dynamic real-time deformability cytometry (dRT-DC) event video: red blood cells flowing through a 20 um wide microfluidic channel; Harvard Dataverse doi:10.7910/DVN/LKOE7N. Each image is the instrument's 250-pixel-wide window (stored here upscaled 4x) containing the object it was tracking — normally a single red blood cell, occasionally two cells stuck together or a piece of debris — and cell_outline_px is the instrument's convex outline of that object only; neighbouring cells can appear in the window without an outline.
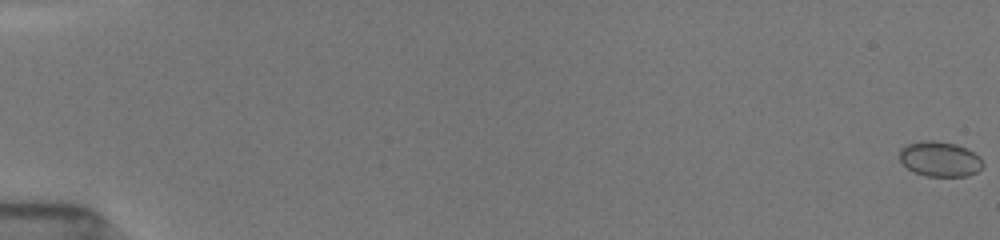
{"species": "common noctule bat (a hibernating species)", "species_latin": "Nyctalus noctula", "temperature_condition": "room temperature", "stored_images_in_passage": 58, "camera_frame_rate_fps": 3000, "um_per_image_px": 0.085, "animal": {"sex": "female", "body_mass_g": 19.5, "forearm_length_mm": 54.1}, "frame": {"image": 1, "passage_image": 1, "time_ms": 0.0, "image_size_px": [1000, 240], "cell_outline_px": [[984, 164], [976, 172], [968, 176], [928, 176], [916, 172], [908, 168], [900, 160], [900, 148], [908, 144], [924, 140], [932, 140], [956, 144], [972, 152]], "centroid_in_image_um": [79.86, 13.51], "position_along_channel_um": 5.1, "area_um2": 16.65}}
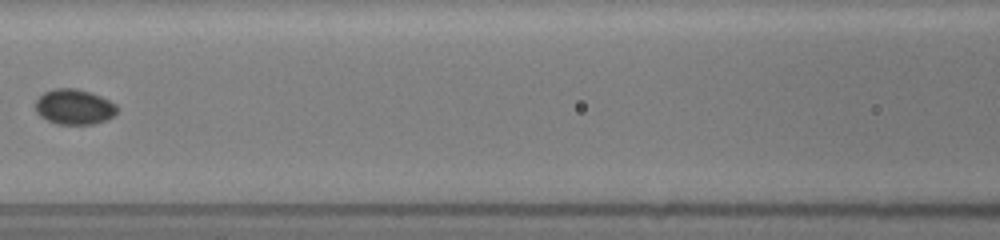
{"frame": {"image": 2, "passage_image": 22, "time_ms": 8.667, "image_size_px": [1000, 240], "cell_outline_px": [[120, 108], [108, 120], [92, 124], [56, 124], [40, 116], [36, 112], [36, 100], [44, 92], [52, 88], [76, 88], [92, 92], [116, 104]], "centroid_in_image_um": [6.32, 9.07], "position_along_channel_um": 160.3, "area_um2": 16.94}}
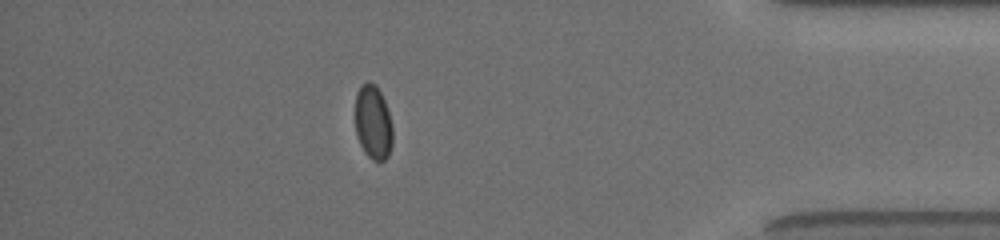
{"frame": {"image": 3, "passage_image": 51, "time_ms": 15.667, "image_size_px": [1000, 240], "cell_outline_px": [[392, 144], [388, 156], [384, 160], [372, 160], [364, 152], [356, 136], [356, 92], [368, 80], [376, 84], [384, 100], [388, 112], [392, 128]], "centroid_in_image_um": [31.71, 10.41], "position_along_channel_um": 403.5, "area_um2": 16.07}, "authors_computed_cell_mechanics": {"area_um2": 16.2996, "velocity_mm_per_s": 3.9632, "shape_relaxation_time_tau1_ms": null, "shape_relaxation_time_tau2_ms": 8.306, "deformation_change_tau1": null, "deformation_change_tau2": 0.0459}}